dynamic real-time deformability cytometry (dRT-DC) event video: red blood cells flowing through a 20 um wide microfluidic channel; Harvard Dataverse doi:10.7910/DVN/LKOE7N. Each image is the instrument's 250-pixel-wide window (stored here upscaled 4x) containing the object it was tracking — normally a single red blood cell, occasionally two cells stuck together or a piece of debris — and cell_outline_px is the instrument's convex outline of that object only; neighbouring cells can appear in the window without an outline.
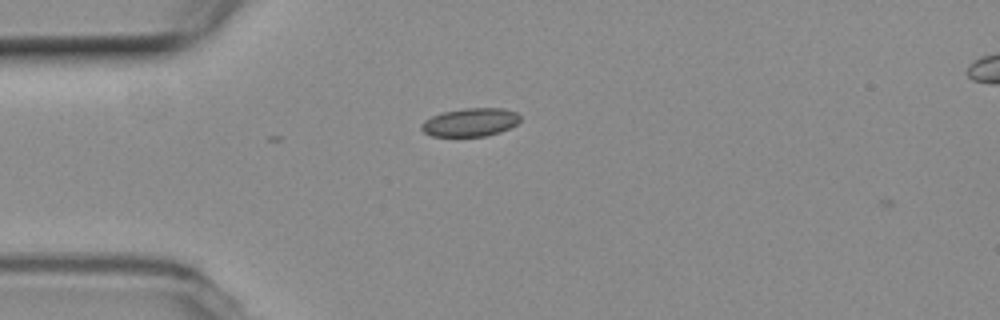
{"species": "common noctule bat (a hibernating species)", "species_latin": "Nyctalus noctula", "temperature_condition": "room temperature", "stored_images_in_passage": 3, "camera_frame_rate_fps": 3000, "um_per_image_px": 0.085, "animal": {"sex": "female", "body_mass_g": 19.3, "forearm_length_mm": 54.1}, "frame": {"image": 1, "passage_image": 2, "time_ms": 0.333, "image_size_px": [1000, 320], "cell_outline_px": [[520, 120], [516, 124], [500, 132], [484, 136], [432, 136], [424, 132], [420, 128], [420, 124], [424, 120], [432, 116], [444, 112], [464, 108], [504, 108], [516, 112], [520, 116]], "centroid_in_image_um": [39.96, 10.39], "position_along_channel_um": 45.0, "area_um2": 16.24}}